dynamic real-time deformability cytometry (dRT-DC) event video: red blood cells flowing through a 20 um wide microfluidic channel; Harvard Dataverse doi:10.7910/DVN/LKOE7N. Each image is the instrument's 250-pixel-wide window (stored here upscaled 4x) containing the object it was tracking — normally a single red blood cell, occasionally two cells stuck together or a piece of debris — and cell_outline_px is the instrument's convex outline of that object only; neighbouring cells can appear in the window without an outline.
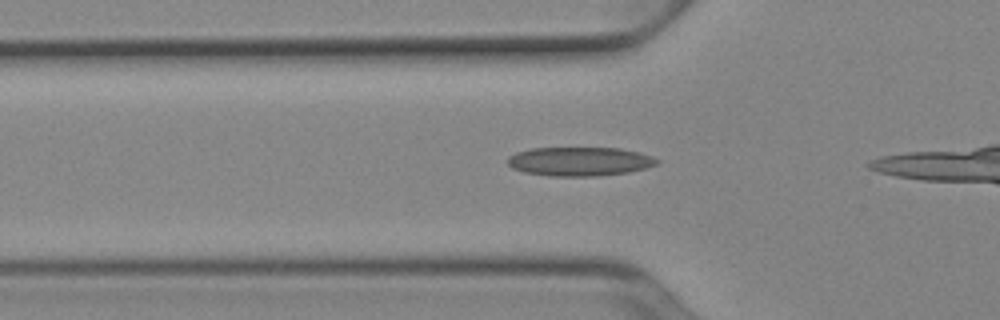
{"species": "Egyptian fruit bat (a non-hibernating species)", "species_latin": "Rousettus aegyptiacus", "temperature_condition": "cold", "stored_images_in_passage": 19, "camera_frame_rate_fps": 3000, "um_per_image_px": 0.085, "animal": {"sex": "female"}, "frame": {"image": 1, "passage_image": 10, "time_ms": 3.0, "image_size_px": [1000, 320], "cell_outline_px": [[660, 160], [656, 164], [644, 168], [628, 172], [600, 176], [548, 176], [524, 172], [512, 168], [508, 164], [508, 156], [516, 152], [532, 148], [620, 148], [640, 152], [652, 156]], "centroid_in_image_um": [49.26, 13.72], "position_along_channel_um": 76.5, "area_um2": 25.26}}
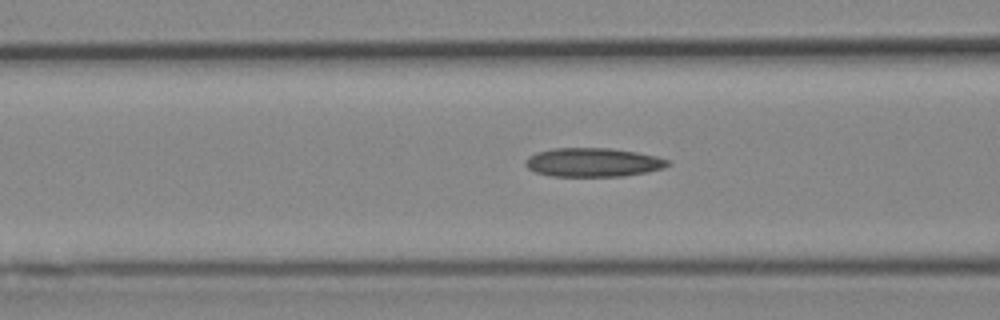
{"frame": {"image": 2, "passage_image": 13, "time_ms": 4.0, "image_size_px": [1000, 320], "cell_outline_px": [[672, 164], [664, 168], [648, 172], [624, 176], [552, 176], [536, 172], [528, 168], [524, 164], [524, 160], [528, 156], [536, 152], [556, 148], [612, 148], [636, 152], [656, 156], [668, 160]], "centroid_in_image_um": [50.42, 13.8], "position_along_channel_um": 116.2, "area_um2": 24.04}}
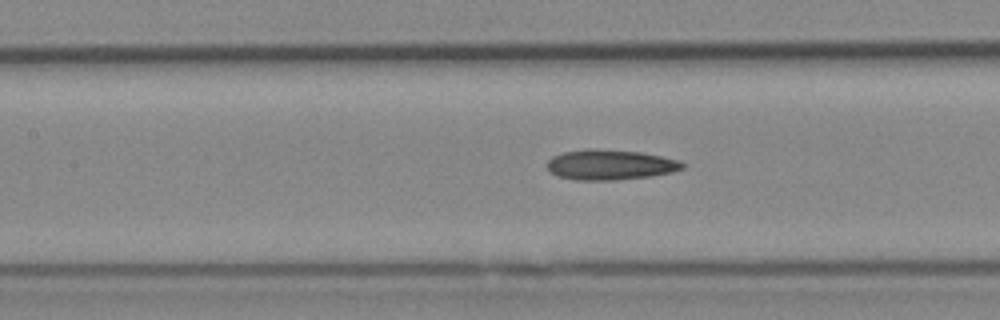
{"frame": {"image": 3, "passage_image": 16, "time_ms": 5.0, "image_size_px": [1000, 320], "cell_outline_px": [[688, 164], [684, 168], [672, 172], [652, 176], [616, 180], [576, 180], [556, 176], [548, 168], [548, 160], [552, 156], [564, 152], [588, 148], [592, 148], [640, 152], [680, 160]], "centroid_in_image_um": [51.9, 14.0], "position_along_channel_um": 155.5, "area_um2": 23.99}}